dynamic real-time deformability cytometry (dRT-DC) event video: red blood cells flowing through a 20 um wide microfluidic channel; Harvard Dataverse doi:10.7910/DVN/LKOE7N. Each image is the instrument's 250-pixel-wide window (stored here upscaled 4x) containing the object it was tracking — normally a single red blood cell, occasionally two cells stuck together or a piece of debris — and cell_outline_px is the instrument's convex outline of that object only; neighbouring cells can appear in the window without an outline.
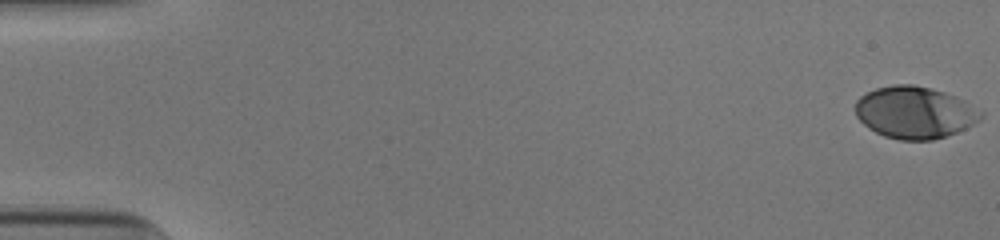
{"species": "human", "species_latin": "Homo sapiens", "temperature_condition": "cold", "stored_images_in_passage": 53, "camera_frame_rate_fps": 3000, "um_per_image_px": 0.085, "donor": {"sex": "male"}, "frame": {"image": 1, "passage_image": 1, "time_ms": 0.0, "image_size_px": [1000, 240], "cell_outline_px": [[984, 116], [980, 120], [956, 132], [932, 140], [900, 140], [884, 136], [868, 128], [856, 116], [856, 100], [860, 96], [876, 88], [892, 84], [912, 84], [932, 88], [956, 96], [964, 100], [984, 112]], "centroid_in_image_um": [77.75, 9.55], "position_along_channel_um": 7.2, "area_um2": 38.09}}
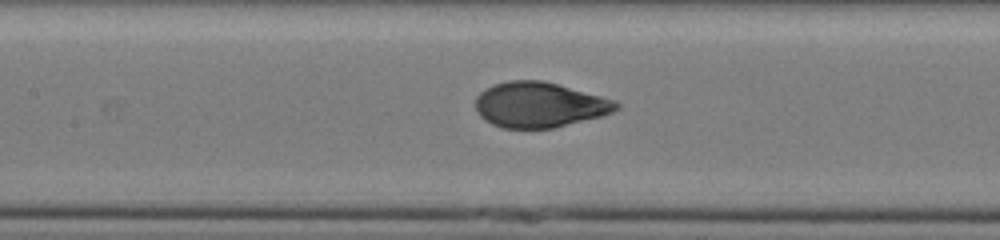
{"frame": {"image": 2, "passage_image": 26, "time_ms": 8.333, "image_size_px": [1000, 240], "cell_outline_px": [[620, 108], [612, 112], [600, 116], [552, 128], [504, 128], [492, 124], [484, 120], [476, 112], [476, 96], [480, 92], [492, 84], [508, 80], [544, 80], [600, 96], [612, 100], [620, 104]], "centroid_in_image_um": [45.8, 8.9], "position_along_channel_um": 161.6, "area_um2": 36.99}}
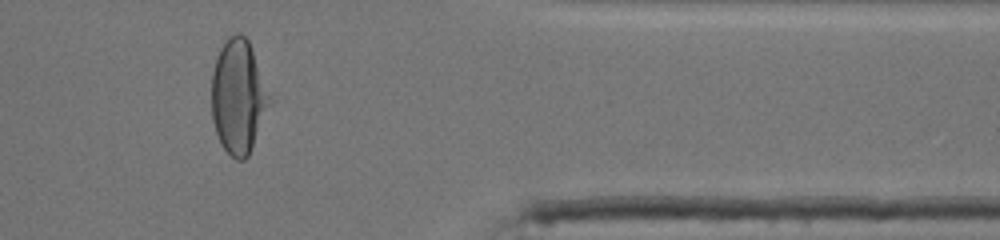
{"frame": {"image": 3, "passage_image": 45, "time_ms": 14.667, "image_size_px": [1000, 240], "cell_outline_px": [[272, 100], [252, 148], [248, 156], [244, 160], [236, 160], [224, 148], [216, 132], [212, 120], [212, 72], [216, 56], [220, 48], [228, 36], [236, 32], [240, 32], [248, 40]], "centroid_in_image_um": [20.25, 8.2], "position_along_channel_um": 391.2, "area_um2": 38.32}, "authors_computed_cell_mechanics": {"area_um2": 37.6856, "velocity_mm_per_s": 3.9105, "shape_relaxation_time_tau1_ms": 4.8206, "shape_relaxation_time_tau2_ms": null, "deformation_change_tau1": 0.2051, "deformation_change_tau2": null}}